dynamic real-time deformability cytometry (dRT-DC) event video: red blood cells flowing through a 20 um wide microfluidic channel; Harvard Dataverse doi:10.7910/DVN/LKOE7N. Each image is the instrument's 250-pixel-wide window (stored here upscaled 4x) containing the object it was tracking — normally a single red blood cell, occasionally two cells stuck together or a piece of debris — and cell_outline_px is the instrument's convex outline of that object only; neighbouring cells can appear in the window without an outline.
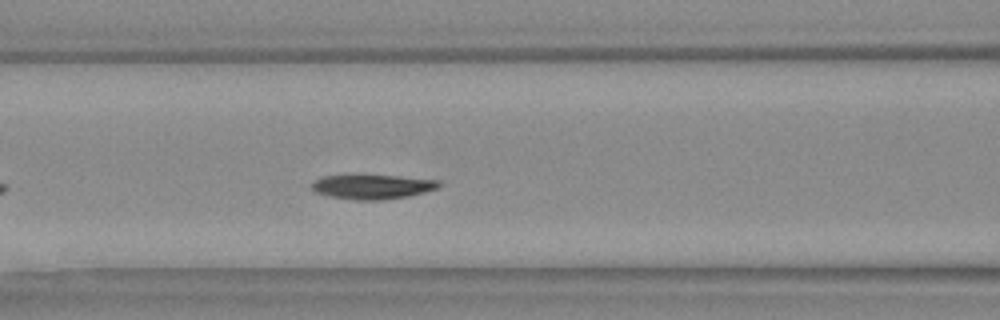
{"species": "Egyptian fruit bat (a non-hibernating species)", "species_latin": "Rousettus aegyptiacus", "temperature_condition": "warm", "stored_images_in_passage": 36, "camera_frame_rate_fps": 3000, "um_per_image_px": 0.085, "animal": {"sex": "female"}, "frame": {"image": 1, "passage_image": 11, "time_ms": 3.333, "image_size_px": [1000, 320], "cell_outline_px": [[444, 184], [440, 188], [408, 196], [384, 200], [356, 200], [328, 196], [316, 192], [308, 184], [312, 180], [320, 176], [348, 172], [356, 172], [400, 176], [440, 180]], "centroid_in_image_um": [31.59, 15.81], "position_along_channel_um": 135.0, "area_um2": 19.59}, "authors_computed_cell_mechanics": {"area_um2": 18.8139, "velocity_mm_per_s": 3.7171, "shape_relaxation_time_tau1_ms": null, "shape_relaxation_time_tau2_ms": 8.137, "deformation_change_tau1": null, "deformation_change_tau2": 0.1017}}